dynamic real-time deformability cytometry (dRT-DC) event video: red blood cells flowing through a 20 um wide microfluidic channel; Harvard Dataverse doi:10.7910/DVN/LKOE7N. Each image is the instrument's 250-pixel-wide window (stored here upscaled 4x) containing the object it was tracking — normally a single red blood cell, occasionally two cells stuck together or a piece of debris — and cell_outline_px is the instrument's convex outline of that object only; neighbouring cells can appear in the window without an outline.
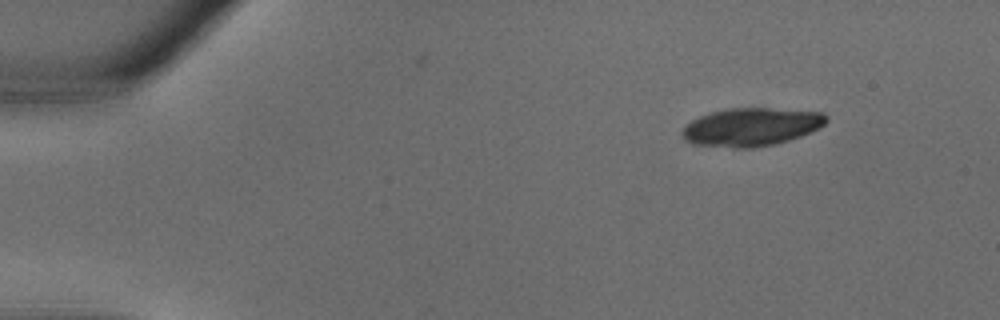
{"species": "common noctule bat (a hibernating species)", "species_latin": "Nyctalus noctula", "temperature_condition": "warm", "stored_images_in_passage": 31, "camera_frame_rate_fps": 3000, "um_per_image_px": 0.085, "animal": {"sex": "male", "body_mass_g": 18.8}, "frame": {"image": 1, "passage_image": 1, "time_ms": 0.0, "image_size_px": [1000, 320], "cell_outline_px": [[828, 120], [820, 128], [800, 136], [776, 144], [752, 148], [732, 148], [692, 144], [684, 140], [680, 132], [684, 124], [700, 116], [712, 112], [728, 108], [768, 108], [824, 112], [828, 116]], "centroid_in_image_um": [63.83, 10.8], "position_along_channel_um": 21.2, "area_um2": 32.37}}
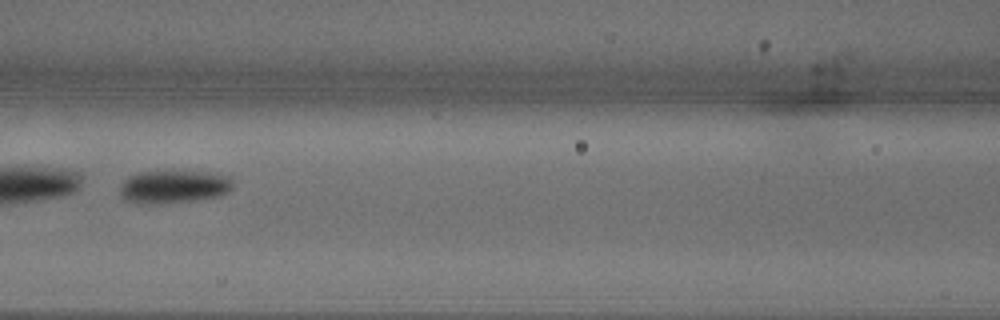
{"frame": {"image": 2, "passage_image": 13, "time_ms": 4.0, "image_size_px": [1000, 320], "cell_outline_px": [[232, 188], [228, 192], [216, 196], [196, 200], [156, 204], [136, 204], [128, 200], [120, 192], [120, 184], [128, 176], [140, 172], [200, 172], [232, 176]], "centroid_in_image_um": [14.75, 15.88], "position_along_channel_um": 151.8, "area_um2": 21.5}}
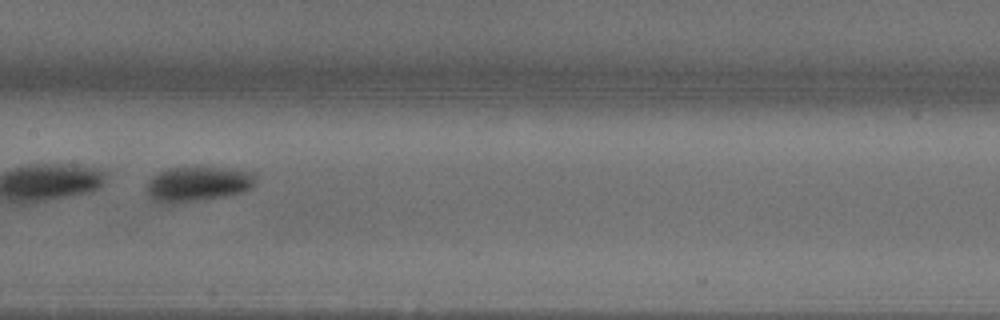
{"frame": {"image": 3, "passage_image": 15, "time_ms": 4.667, "image_size_px": [1000, 320], "cell_outline_px": [[256, 184], [252, 188], [244, 192], [224, 196], [196, 200], [160, 204], [152, 200], [148, 196], [148, 180], [156, 172], [168, 168], [232, 168], [256, 172]], "centroid_in_image_um": [16.85, 15.63], "position_along_channel_um": 190.6, "area_um2": 22.31}}